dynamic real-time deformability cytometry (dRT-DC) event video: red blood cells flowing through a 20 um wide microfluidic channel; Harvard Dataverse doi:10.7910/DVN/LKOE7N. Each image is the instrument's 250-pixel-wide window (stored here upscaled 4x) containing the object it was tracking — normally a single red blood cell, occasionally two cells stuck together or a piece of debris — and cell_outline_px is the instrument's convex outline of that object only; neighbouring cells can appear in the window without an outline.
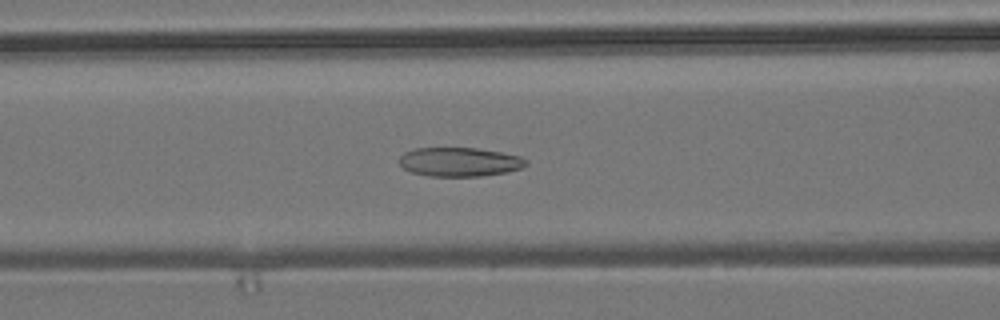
{"species": "common noctule bat (a hibernating species)", "species_latin": "Nyctalus noctula", "temperature_condition": "room temperature", "stored_images_in_passage": 55, "camera_frame_rate_fps": 3000, "um_per_image_px": 0.085, "animal": {"sex": "male", "body_mass_g": 19.2, "forearm_length_mm": 51.8}, "frame": {"image": 1, "passage_image": 22, "time_ms": 7.0, "image_size_px": [1000, 320], "cell_outline_px": [[528, 164], [520, 168], [504, 172], [480, 176], [428, 176], [412, 172], [404, 168], [400, 164], [400, 156], [404, 152], [416, 148], [476, 148], [500, 152], [520, 156], [528, 160]], "centroid_in_image_um": [39.05, 13.76], "position_along_channel_um": 127.5, "area_um2": 21.27}}
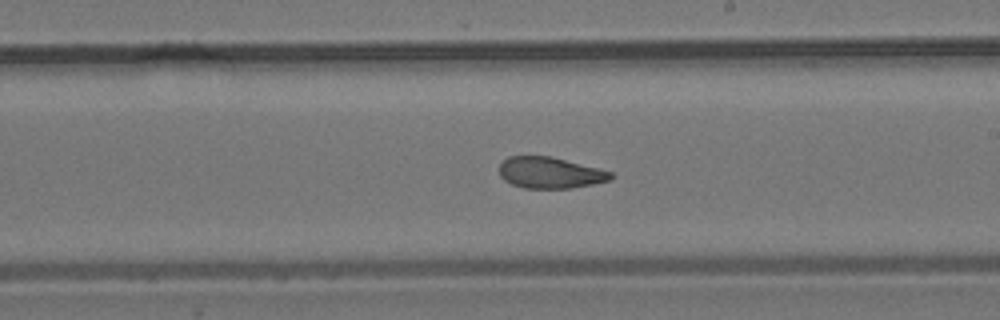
{"frame": {"image": 2, "passage_image": 31, "time_ms": 10.0, "image_size_px": [1000, 320], "cell_outline_px": [[616, 176], [612, 180], [572, 188], [524, 188], [512, 184], [504, 180], [500, 176], [500, 164], [508, 156], [548, 156], [600, 168], [612, 172]], "centroid_in_image_um": [46.79, 14.69], "position_along_channel_um": 242.2, "area_um2": 20.35}}
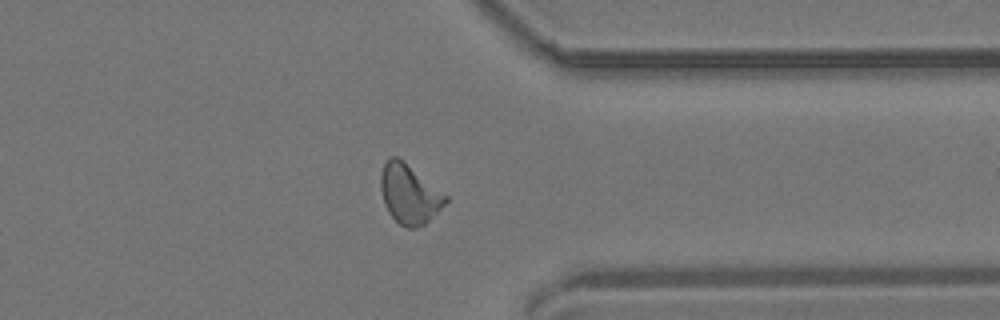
{"frame": {"image": 3, "passage_image": 42, "time_ms": 13.667, "image_size_px": [1000, 320], "cell_outline_px": [[448, 200], [424, 224], [416, 228], [408, 228], [400, 224], [388, 212], [384, 204], [380, 188], [380, 176], [384, 164], [392, 156], [396, 156], [448, 196]], "centroid_in_image_um": [34.76, 16.51], "position_along_channel_um": 376.6, "area_um2": 21.85}, "authors_computed_cell_mechanics": {"area_um2": 21.964, "velocity_mm_per_s": 3.8343, "shape_relaxation_time_tau1_ms": null, "shape_relaxation_time_tau2_ms": 1.7335, "deformation_change_tau1": null, "deformation_change_tau2": 0.0855}}